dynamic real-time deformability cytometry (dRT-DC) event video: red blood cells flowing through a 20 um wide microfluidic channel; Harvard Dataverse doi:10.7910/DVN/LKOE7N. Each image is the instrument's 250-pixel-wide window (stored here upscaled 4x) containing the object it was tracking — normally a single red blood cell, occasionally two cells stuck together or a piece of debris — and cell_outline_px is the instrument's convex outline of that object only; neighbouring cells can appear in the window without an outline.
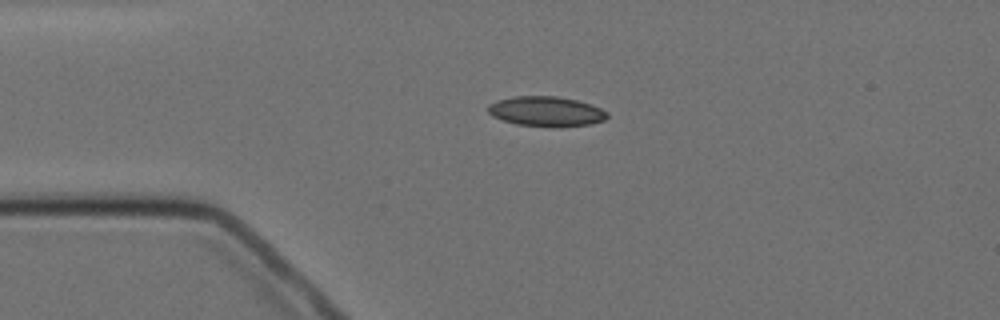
{"species": "Egyptian fruit bat (a non-hibernating species)", "species_latin": "Rousettus aegyptiacus", "temperature_condition": "cold", "stored_images_in_passage": 1, "camera_frame_rate_fps": 3000, "um_per_image_px": 0.085, "animal": {"sex": "female"}, "frame": {"image": 1, "passage_image": 1, "time_ms": 0.0, "image_size_px": [1000, 320], "cell_outline_px": [[608, 116], [604, 120], [592, 124], [556, 128], [552, 128], [516, 124], [492, 116], [488, 112], [488, 104], [496, 100], [512, 96], [556, 96], [576, 100], [592, 104], [608, 112]], "centroid_in_image_um": [46.43, 9.48], "position_along_channel_um": 38.6, "area_um2": 21.15}}